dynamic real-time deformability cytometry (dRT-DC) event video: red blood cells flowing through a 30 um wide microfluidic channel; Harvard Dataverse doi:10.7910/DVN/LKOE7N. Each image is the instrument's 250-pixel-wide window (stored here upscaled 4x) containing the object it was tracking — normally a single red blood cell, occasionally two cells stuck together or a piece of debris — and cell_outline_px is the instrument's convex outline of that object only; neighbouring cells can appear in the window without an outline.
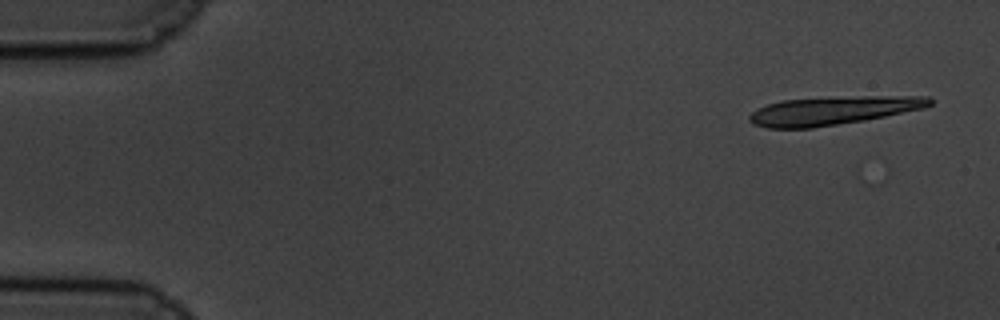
{"species": "common noctule bat (a hibernating species)", "species_latin": "Nyctalus noctula", "temperature_condition": "cold", "stored_images_in_passage": 17, "camera_frame_rate_fps": 3000, "um_per_image_px": 0.085, "animal": {"sex": "male", "body_mass_g": 19.5, "forearm_length_mm": 54.6}, "frame": {"image": 1, "passage_image": 1, "time_ms": 0.0, "image_size_px": [1000, 320], "cell_outline_px": [[932, 104], [924, 108], [864, 120], [812, 128], [768, 128], [752, 124], [748, 120], [748, 116], [752, 112], [768, 104], [784, 100], [860, 96], [928, 96], [932, 100]], "centroid_in_image_um": [70.8, 9.4], "position_along_channel_um": 14.2, "area_um2": 29.54}}